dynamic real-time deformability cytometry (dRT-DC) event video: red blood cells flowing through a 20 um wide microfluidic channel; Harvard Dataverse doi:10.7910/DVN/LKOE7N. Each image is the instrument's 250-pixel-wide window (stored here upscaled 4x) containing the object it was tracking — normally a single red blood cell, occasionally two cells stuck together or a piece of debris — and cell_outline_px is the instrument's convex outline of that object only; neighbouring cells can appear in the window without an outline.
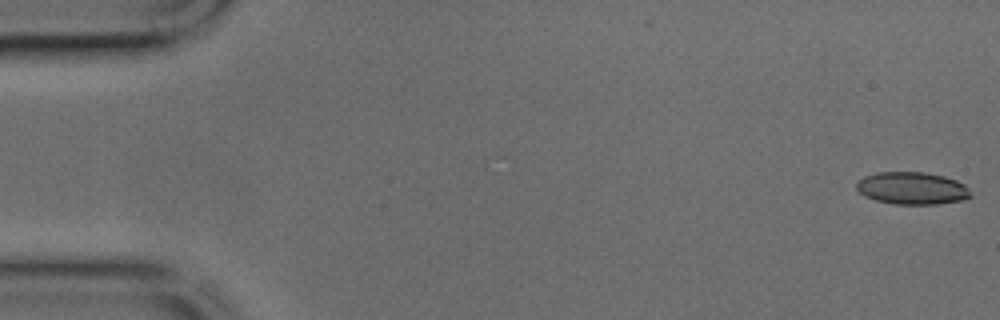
{"species": "common noctule bat (a hibernating species)", "species_latin": "Nyctalus noctula", "temperature_condition": "cold", "stored_images_in_passage": 40, "camera_frame_rate_fps": 3000, "um_per_image_px": 0.085, "animal": {"sex": "male", "body_mass_g": 17.9, "forearm_length_mm": 54.2}, "frame": {"image": 1, "passage_image": 1, "time_ms": 0.0, "image_size_px": [1000, 320], "cell_outline_px": [[972, 196], [964, 200], [936, 204], [896, 204], [876, 200], [864, 196], [856, 188], [856, 184], [864, 176], [876, 172], [924, 172], [944, 176], [956, 180], [964, 184], [968, 188]], "centroid_in_image_um": [77.54, 16.0], "position_along_channel_um": 7.5, "area_um2": 21.56}}
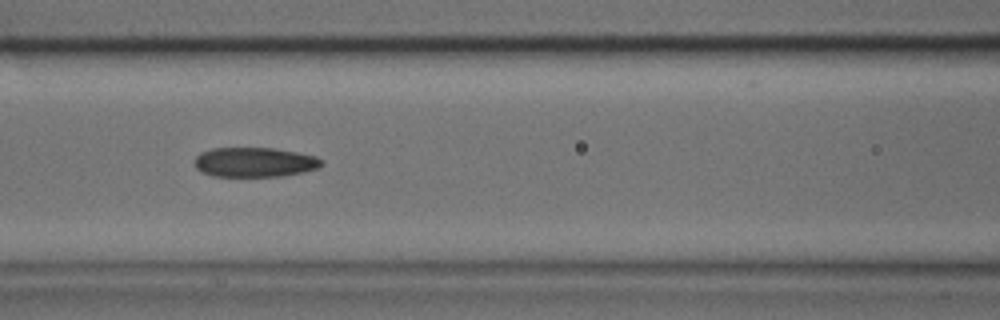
{"frame": {"image": 2, "passage_image": 19, "time_ms": 6.0, "image_size_px": [1000, 320], "cell_outline_px": [[324, 164], [320, 168], [304, 172], [284, 176], [212, 176], [200, 172], [196, 168], [196, 156], [200, 152], [212, 148], [276, 148], [316, 156], [324, 160]], "centroid_in_image_um": [21.68, 13.79], "position_along_channel_um": 144.9, "area_um2": 22.2}}
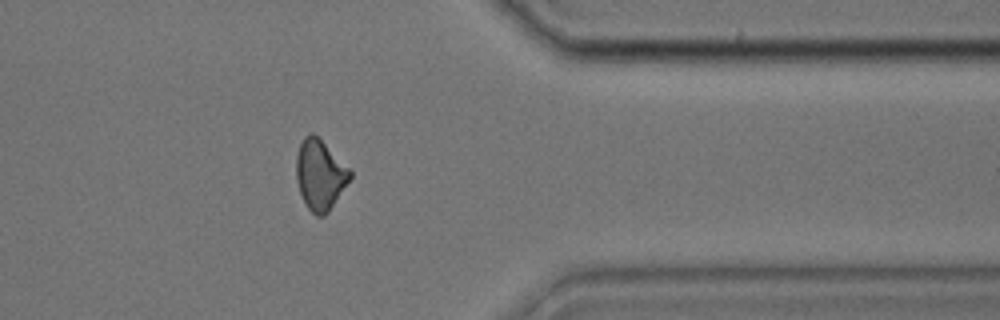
{"frame": {"image": 3, "passage_image": 36, "time_ms": 11.667, "image_size_px": [1000, 320], "cell_outline_px": [[352, 176], [328, 212], [324, 216], [316, 216], [308, 208], [300, 192], [296, 180], [296, 156], [300, 144], [304, 136], [312, 132], [352, 172]], "centroid_in_image_um": [27.17, 14.88], "position_along_channel_um": 384.2, "area_um2": 21.44}}